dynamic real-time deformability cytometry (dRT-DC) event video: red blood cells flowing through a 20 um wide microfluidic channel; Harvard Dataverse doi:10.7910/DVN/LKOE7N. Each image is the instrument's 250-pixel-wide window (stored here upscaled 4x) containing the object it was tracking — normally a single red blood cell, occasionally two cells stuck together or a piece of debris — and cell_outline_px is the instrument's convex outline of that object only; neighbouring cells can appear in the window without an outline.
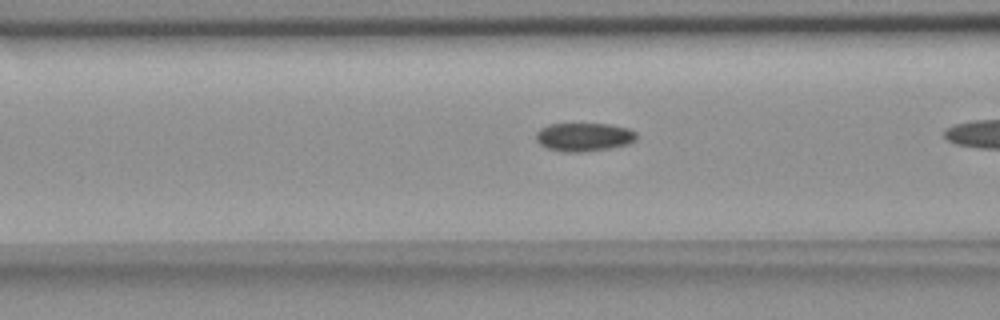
{"species": "common noctule bat (a hibernating species)", "species_latin": "Nyctalus noctula", "temperature_condition": "room temperature", "stored_images_in_passage": 23, "camera_frame_rate_fps": 3000, "um_per_image_px": 0.085, "animal": {"sex": "female", "body_mass_g": 18.4}, "frame": {"image": 1, "passage_image": 19, "time_ms": 6.0, "image_size_px": [1000, 320], "cell_outline_px": [[636, 140], [624, 144], [604, 148], [576, 152], [568, 152], [548, 148], [540, 144], [536, 140], [536, 132], [540, 128], [548, 124], [608, 124], [628, 128], [636, 132]], "centroid_in_image_um": [49.59, 11.62], "position_along_channel_um": 117.0, "area_um2": 16.24}}
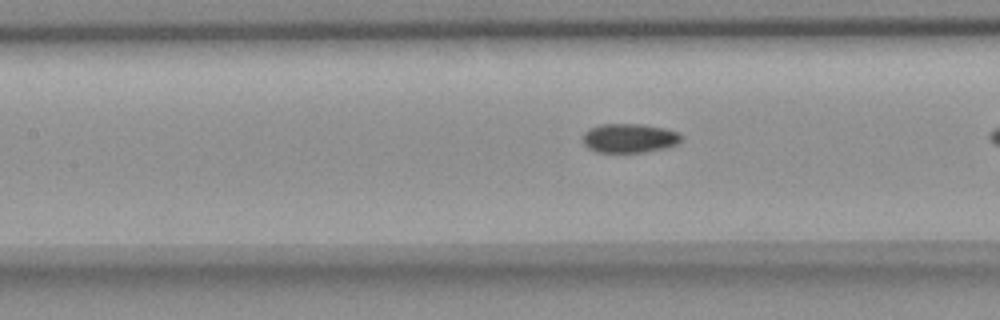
{"frame": {"image": 2, "passage_image": 22, "time_ms": 7.0, "image_size_px": [1000, 320], "cell_outline_px": [[680, 140], [676, 144], [664, 148], [644, 152], [596, 152], [588, 148], [584, 144], [584, 132], [588, 128], [600, 124], [640, 124], [664, 128], [680, 132]], "centroid_in_image_um": [53.47, 11.73], "position_along_channel_um": 153.9, "area_um2": 16.65}}